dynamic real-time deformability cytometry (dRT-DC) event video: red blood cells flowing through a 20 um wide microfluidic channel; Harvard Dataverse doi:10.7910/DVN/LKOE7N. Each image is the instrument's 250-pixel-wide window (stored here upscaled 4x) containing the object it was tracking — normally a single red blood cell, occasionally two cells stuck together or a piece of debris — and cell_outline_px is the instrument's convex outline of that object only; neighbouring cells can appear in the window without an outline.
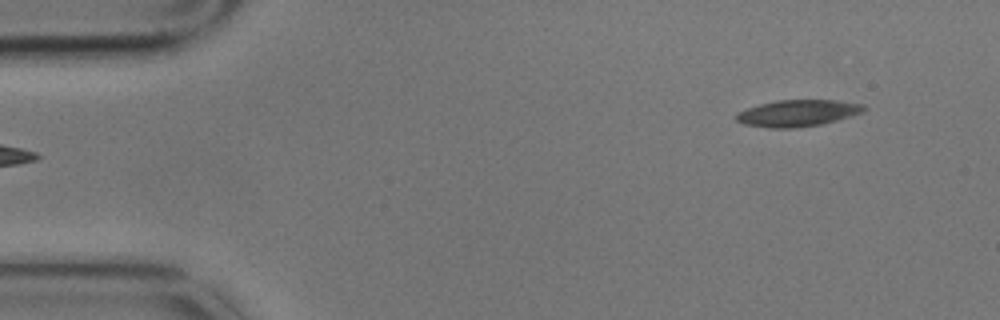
{"species": "common noctule bat (a hibernating species)", "species_latin": "Nyctalus noctula", "temperature_condition": "cold", "stored_images_in_passage": 3, "camera_frame_rate_fps": 3000, "um_per_image_px": 0.085, "animal": {"sex": "male", "body_mass_g": 17.9}, "frame": {"image": 1, "passage_image": 3, "time_ms": 0.667, "image_size_px": [1000, 320], "cell_outline_px": [[868, 108], [864, 112], [852, 116], [820, 124], [796, 128], [768, 128], [744, 124], [736, 120], [736, 112], [760, 104], [776, 100], [836, 100], [864, 104]], "centroid_in_image_um": [67.83, 9.61], "position_along_channel_um": 17.2, "area_um2": 19.88}}